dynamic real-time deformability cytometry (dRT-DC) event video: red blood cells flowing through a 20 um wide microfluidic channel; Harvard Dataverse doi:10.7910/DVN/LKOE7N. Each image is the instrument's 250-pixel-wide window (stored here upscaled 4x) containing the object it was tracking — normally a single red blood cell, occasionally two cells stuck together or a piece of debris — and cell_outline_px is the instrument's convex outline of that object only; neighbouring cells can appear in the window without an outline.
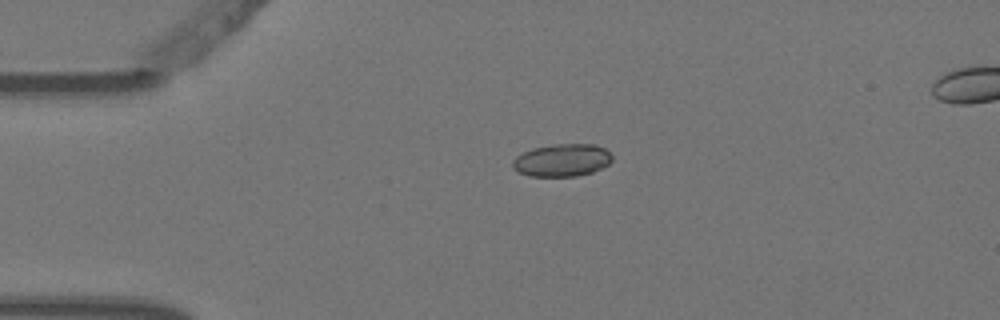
{"species": "Egyptian fruit bat (a non-hibernating species)", "species_latin": "Rousettus aegyptiacus", "temperature_condition": "warm", "stored_images_in_passage": 3, "camera_frame_rate_fps": 3000, "um_per_image_px": 0.085, "animal": {"sex": "female"}, "frame": {"image": 1, "passage_image": 1, "time_ms": 0.0, "image_size_px": [1000, 320], "cell_outline_px": [[612, 160], [608, 164], [592, 172], [576, 176], [528, 176], [512, 168], [512, 160], [516, 156], [532, 148], [556, 144], [596, 144], [604, 148], [612, 156]], "centroid_in_image_um": [47.75, 13.61], "position_along_channel_um": 37.2, "area_um2": 18.84}}